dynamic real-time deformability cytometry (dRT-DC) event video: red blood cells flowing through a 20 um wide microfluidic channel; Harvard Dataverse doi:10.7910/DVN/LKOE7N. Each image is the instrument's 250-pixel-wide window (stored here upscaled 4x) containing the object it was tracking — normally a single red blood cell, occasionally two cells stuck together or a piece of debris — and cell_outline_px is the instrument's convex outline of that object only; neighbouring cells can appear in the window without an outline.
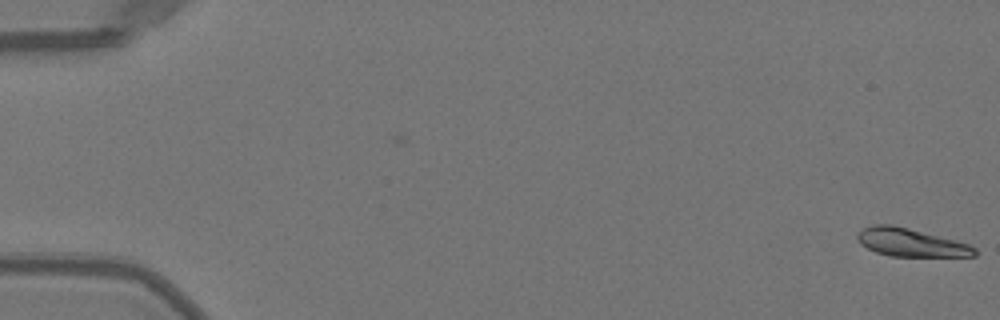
{"species": "Egyptian fruit bat (a non-hibernating species)", "species_latin": "Rousettus aegyptiacus", "temperature_condition": "warm", "stored_images_in_passage": 11, "camera_frame_rate_fps": 3000, "um_per_image_px": 0.085, "animal": {"sex": "female"}, "frame": {"image": 1, "passage_image": 11, "time_ms": 3.333, "image_size_px": [1000, 320], "cell_outline_px": [[976, 256], [892, 256], [876, 252], [860, 244], [856, 236], [856, 232], [872, 224], [892, 224], [956, 240], [968, 244], [976, 248]], "centroid_in_image_um": [77.39, 20.6], "position_along_channel_um": 7.6, "area_um2": 19.13}}